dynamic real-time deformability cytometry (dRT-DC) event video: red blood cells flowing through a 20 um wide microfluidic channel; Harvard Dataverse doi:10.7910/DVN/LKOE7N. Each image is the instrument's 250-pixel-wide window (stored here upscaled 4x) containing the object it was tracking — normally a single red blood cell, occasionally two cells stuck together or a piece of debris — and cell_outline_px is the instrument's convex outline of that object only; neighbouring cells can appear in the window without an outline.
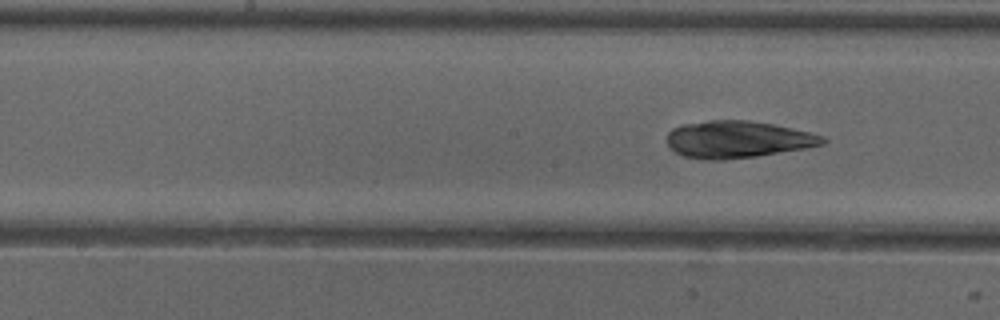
{"species": "common noctule bat (a hibernating species)", "species_latin": "Nyctalus noctula", "temperature_condition": "cold", "stored_images_in_passage": 9, "segment_of_instrument_passage": [2, 2], "camera_frame_rate_fps": 3000, "um_per_image_px": 0.085, "animal": {"sex": "female"}, "frame": {"image": 1, "passage_image": 9, "time_ms": 10.333, "image_size_px": [1000, 320], "cell_outline_px": [[828, 140], [824, 144], [804, 148], [756, 156], [724, 160], [704, 160], [684, 156], [668, 148], [668, 132], [672, 128], [684, 124], [708, 120], [748, 120], [772, 124], [792, 128], [824, 136]], "centroid_in_image_um": [62.67, 11.85], "position_along_channel_um": 185.5, "area_um2": 33.58}}